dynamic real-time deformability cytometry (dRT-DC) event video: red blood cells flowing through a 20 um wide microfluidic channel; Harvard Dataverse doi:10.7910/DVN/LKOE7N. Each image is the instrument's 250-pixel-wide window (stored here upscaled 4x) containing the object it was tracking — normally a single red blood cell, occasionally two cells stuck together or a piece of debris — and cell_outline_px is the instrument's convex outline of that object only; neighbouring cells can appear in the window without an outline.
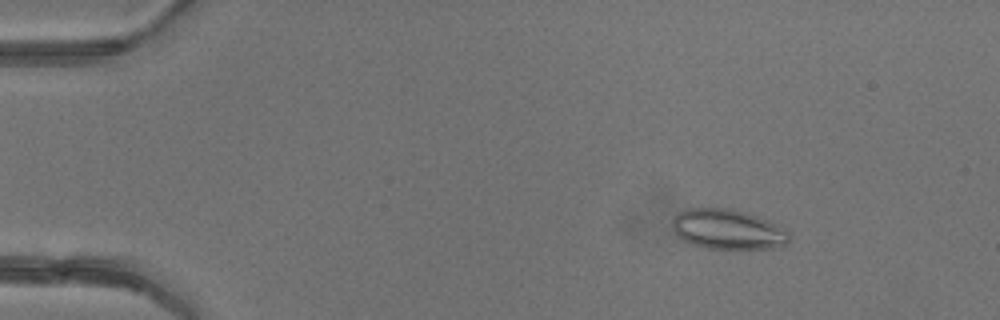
{"species": "common noctule bat (a hibernating species)", "species_latin": "Nyctalus noctula", "temperature_condition": "warm", "stored_images_in_passage": 6, "camera_frame_rate_fps": 3000, "um_per_image_px": 0.085, "animal": {"sex": "female"}, "frame": {"image": 1, "passage_image": 3, "time_ms": 2.333, "image_size_px": [1000, 320], "cell_outline_px": [[788, 244], [772, 248], [708, 248], [692, 244], [680, 240], [672, 228], [672, 220], [680, 212], [688, 208], [728, 208], [744, 212], [768, 220], [784, 228], [788, 232]], "centroid_in_image_um": [61.83, 19.49], "position_along_channel_um": 23.2, "area_um2": 27.05}}